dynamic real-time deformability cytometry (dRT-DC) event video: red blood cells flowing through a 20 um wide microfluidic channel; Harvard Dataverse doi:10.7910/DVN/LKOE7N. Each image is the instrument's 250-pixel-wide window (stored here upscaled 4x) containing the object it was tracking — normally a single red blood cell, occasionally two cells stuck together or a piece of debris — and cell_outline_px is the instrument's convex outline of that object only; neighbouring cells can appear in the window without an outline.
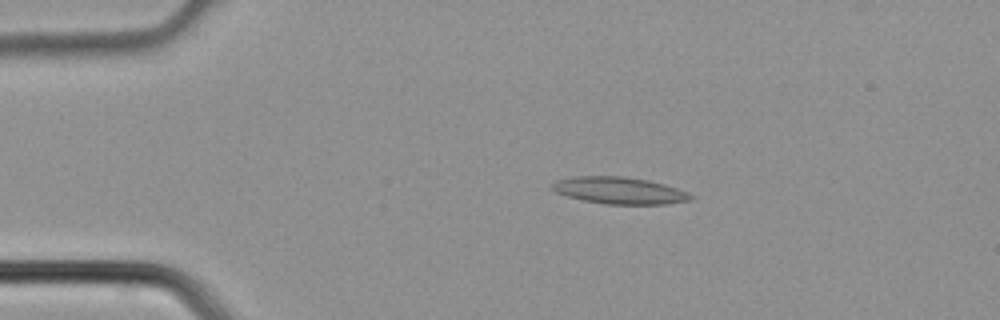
{"species": "common noctule bat (a hibernating species)", "species_latin": "Nyctalus noctula", "temperature_condition": "cold", "stored_images_in_passage": 4, "camera_frame_rate_fps": 3000, "um_per_image_px": 0.085, "animal": {"sex": "male", "body_mass_g": 21.5, "forearm_length_mm": 52.0}, "frame": {"image": 1, "passage_image": 3, "time_ms": 0.667, "image_size_px": [1000, 320], "cell_outline_px": [[696, 196], [692, 200], [664, 204], [604, 204], [584, 200], [568, 196], [556, 192], [552, 188], [552, 184], [556, 180], [572, 176], [624, 176], [648, 180], [664, 184], [688, 192]], "centroid_in_image_um": [52.67, 16.19], "position_along_channel_um": 32.3, "area_um2": 21.73}}